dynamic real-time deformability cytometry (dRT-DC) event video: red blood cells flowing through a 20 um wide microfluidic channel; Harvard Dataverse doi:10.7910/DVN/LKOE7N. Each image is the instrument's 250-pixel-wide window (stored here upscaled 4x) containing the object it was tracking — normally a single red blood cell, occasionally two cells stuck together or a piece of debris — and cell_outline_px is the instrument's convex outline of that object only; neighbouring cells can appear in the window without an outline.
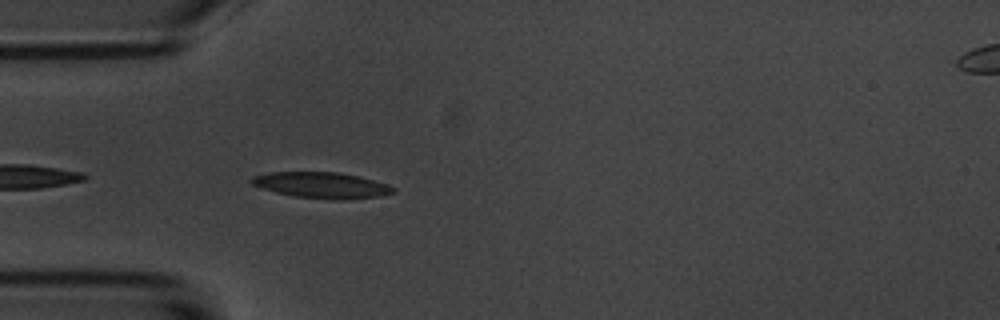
{"species": "common noctule bat (a hibernating species)", "species_latin": "Nyctalus noctula", "temperature_condition": "room temperature", "stored_images_in_passage": 25, "camera_frame_rate_fps": 3000, "um_per_image_px": 0.085, "animal": {"sex": "male", "body_mass_g": 20.1, "forearm_length_mm": 53.5}, "frame": {"image": 1, "passage_image": 1, "time_ms": 0.0, "image_size_px": [1000, 320], "cell_outline_px": [[396, 192], [380, 196], [344, 200], [332, 200], [296, 196], [276, 192], [252, 184], [248, 180], [252, 176], [272, 172], [340, 172], [388, 184], [396, 188]], "centroid_in_image_um": [27.37, 15.74], "position_along_channel_um": 57.6, "area_um2": 21.39}}
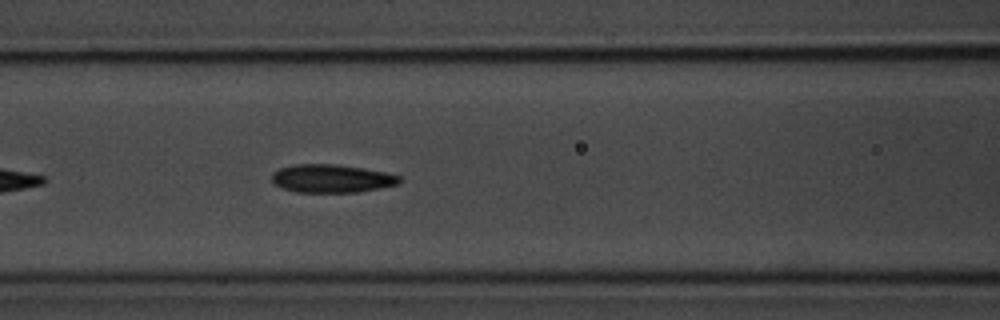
{"frame": {"image": 2, "passage_image": 8, "time_ms": 2.333, "image_size_px": [1000, 320], "cell_outline_px": [[404, 180], [396, 184], [380, 188], [356, 192], [296, 192], [272, 184], [272, 172], [280, 168], [296, 164], [332, 164], [360, 168], [384, 172], [400, 176]], "centroid_in_image_um": [28.16, 15.18], "position_along_channel_um": 138.4, "area_um2": 20.81}}
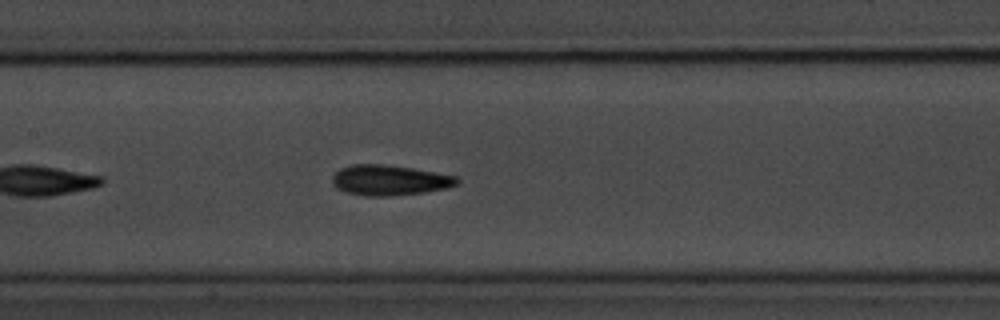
{"frame": {"image": 3, "passage_image": 11, "time_ms": 3.333, "image_size_px": [1000, 320], "cell_outline_px": [[460, 184], [448, 188], [424, 192], [388, 196], [364, 196], [344, 192], [336, 188], [332, 184], [332, 176], [340, 168], [352, 164], [384, 164], [412, 168], [456, 176], [460, 180]], "centroid_in_image_um": [33.09, 15.32], "position_along_channel_um": 174.3, "area_um2": 22.25}}